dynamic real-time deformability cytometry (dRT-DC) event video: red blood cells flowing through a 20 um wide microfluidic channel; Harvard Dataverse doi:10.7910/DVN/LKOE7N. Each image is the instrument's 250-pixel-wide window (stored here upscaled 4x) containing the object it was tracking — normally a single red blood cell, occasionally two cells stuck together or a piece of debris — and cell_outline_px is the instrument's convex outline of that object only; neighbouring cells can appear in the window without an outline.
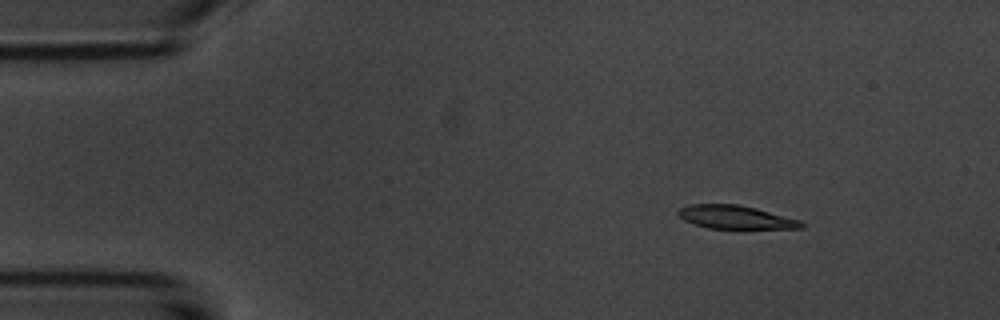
{"species": "common noctule bat (a hibernating species)", "species_latin": "Nyctalus noctula", "temperature_condition": "room temperature", "stored_images_in_passage": 3, "camera_frame_rate_fps": 3000, "um_per_image_px": 0.085, "animal": {"sex": "male", "body_mass_g": 20.1, "forearm_length_mm": 53.5}, "frame": {"image": 1, "passage_image": 1, "time_ms": 0.0, "image_size_px": [1000, 320], "cell_outline_px": [[804, 228], [708, 228], [684, 220], [676, 212], [680, 208], [692, 204], [736, 204], [756, 208], [800, 220], [804, 224]], "centroid_in_image_um": [62.52, 18.45], "position_along_channel_um": 22.5, "area_um2": 16.47}}